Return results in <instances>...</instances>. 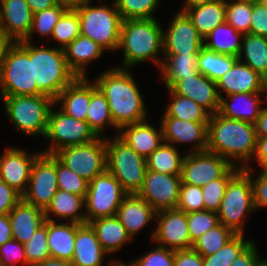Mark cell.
Returning <instances> with one entry per match:
<instances>
[{"label": "cell", "instance_id": "obj_60", "mask_svg": "<svg viewBox=\"0 0 267 266\" xmlns=\"http://www.w3.org/2000/svg\"><path fill=\"white\" fill-rule=\"evenodd\" d=\"M10 239H12V229L9 215H0V246Z\"/></svg>", "mask_w": 267, "mask_h": 266}, {"label": "cell", "instance_id": "obj_52", "mask_svg": "<svg viewBox=\"0 0 267 266\" xmlns=\"http://www.w3.org/2000/svg\"><path fill=\"white\" fill-rule=\"evenodd\" d=\"M19 262L27 265L24 244L12 238L0 246V266H15Z\"/></svg>", "mask_w": 267, "mask_h": 266}, {"label": "cell", "instance_id": "obj_28", "mask_svg": "<svg viewBox=\"0 0 267 266\" xmlns=\"http://www.w3.org/2000/svg\"><path fill=\"white\" fill-rule=\"evenodd\" d=\"M54 102L55 104H61L60 110L68 116L86 121L90 104V82L88 78L77 77L61 91Z\"/></svg>", "mask_w": 267, "mask_h": 266}, {"label": "cell", "instance_id": "obj_45", "mask_svg": "<svg viewBox=\"0 0 267 266\" xmlns=\"http://www.w3.org/2000/svg\"><path fill=\"white\" fill-rule=\"evenodd\" d=\"M251 16L252 2L226 0L225 22L233 26L238 32L250 33Z\"/></svg>", "mask_w": 267, "mask_h": 266}, {"label": "cell", "instance_id": "obj_51", "mask_svg": "<svg viewBox=\"0 0 267 266\" xmlns=\"http://www.w3.org/2000/svg\"><path fill=\"white\" fill-rule=\"evenodd\" d=\"M176 209L185 213L205 210L201 187L181 183Z\"/></svg>", "mask_w": 267, "mask_h": 266}, {"label": "cell", "instance_id": "obj_3", "mask_svg": "<svg viewBox=\"0 0 267 266\" xmlns=\"http://www.w3.org/2000/svg\"><path fill=\"white\" fill-rule=\"evenodd\" d=\"M123 49V65L129 69L136 64L152 59L160 68L163 59L157 54L163 52V29L157 18L122 20L119 49Z\"/></svg>", "mask_w": 267, "mask_h": 266}, {"label": "cell", "instance_id": "obj_15", "mask_svg": "<svg viewBox=\"0 0 267 266\" xmlns=\"http://www.w3.org/2000/svg\"><path fill=\"white\" fill-rule=\"evenodd\" d=\"M181 186L180 175H169L147 170L137 193L156 212L176 209Z\"/></svg>", "mask_w": 267, "mask_h": 266}, {"label": "cell", "instance_id": "obj_34", "mask_svg": "<svg viewBox=\"0 0 267 266\" xmlns=\"http://www.w3.org/2000/svg\"><path fill=\"white\" fill-rule=\"evenodd\" d=\"M241 35L243 34L238 32L233 26L224 22L204 38V46L219 54L238 57L242 45V41H239Z\"/></svg>", "mask_w": 267, "mask_h": 266}, {"label": "cell", "instance_id": "obj_64", "mask_svg": "<svg viewBox=\"0 0 267 266\" xmlns=\"http://www.w3.org/2000/svg\"><path fill=\"white\" fill-rule=\"evenodd\" d=\"M34 266H73L71 262L58 258L49 257Z\"/></svg>", "mask_w": 267, "mask_h": 266}, {"label": "cell", "instance_id": "obj_19", "mask_svg": "<svg viewBox=\"0 0 267 266\" xmlns=\"http://www.w3.org/2000/svg\"><path fill=\"white\" fill-rule=\"evenodd\" d=\"M160 125L165 143L174 145L193 142L195 146L192 152L207 150L208 122H193L175 117H162Z\"/></svg>", "mask_w": 267, "mask_h": 266}, {"label": "cell", "instance_id": "obj_16", "mask_svg": "<svg viewBox=\"0 0 267 266\" xmlns=\"http://www.w3.org/2000/svg\"><path fill=\"white\" fill-rule=\"evenodd\" d=\"M168 29L163 31L164 55L199 54L204 38L198 33L185 12L175 13Z\"/></svg>", "mask_w": 267, "mask_h": 266}, {"label": "cell", "instance_id": "obj_10", "mask_svg": "<svg viewBox=\"0 0 267 266\" xmlns=\"http://www.w3.org/2000/svg\"><path fill=\"white\" fill-rule=\"evenodd\" d=\"M127 193L106 169L89 182L85 196L86 223L98 218L115 216Z\"/></svg>", "mask_w": 267, "mask_h": 266}, {"label": "cell", "instance_id": "obj_20", "mask_svg": "<svg viewBox=\"0 0 267 266\" xmlns=\"http://www.w3.org/2000/svg\"><path fill=\"white\" fill-rule=\"evenodd\" d=\"M40 154L28 155L17 147L6 148L0 156V179L22 196L27 190L33 163Z\"/></svg>", "mask_w": 267, "mask_h": 266}, {"label": "cell", "instance_id": "obj_46", "mask_svg": "<svg viewBox=\"0 0 267 266\" xmlns=\"http://www.w3.org/2000/svg\"><path fill=\"white\" fill-rule=\"evenodd\" d=\"M160 0H114L122 20L152 19Z\"/></svg>", "mask_w": 267, "mask_h": 266}, {"label": "cell", "instance_id": "obj_63", "mask_svg": "<svg viewBox=\"0 0 267 266\" xmlns=\"http://www.w3.org/2000/svg\"><path fill=\"white\" fill-rule=\"evenodd\" d=\"M91 1L92 0H56L58 5L64 6L67 9H76L78 7L84 6Z\"/></svg>", "mask_w": 267, "mask_h": 266}, {"label": "cell", "instance_id": "obj_62", "mask_svg": "<svg viewBox=\"0 0 267 266\" xmlns=\"http://www.w3.org/2000/svg\"><path fill=\"white\" fill-rule=\"evenodd\" d=\"M254 126L257 136H267V107L261 109Z\"/></svg>", "mask_w": 267, "mask_h": 266}, {"label": "cell", "instance_id": "obj_5", "mask_svg": "<svg viewBox=\"0 0 267 266\" xmlns=\"http://www.w3.org/2000/svg\"><path fill=\"white\" fill-rule=\"evenodd\" d=\"M29 57L33 60L36 95L55 100L77 78L68 67L62 48L37 47L29 42Z\"/></svg>", "mask_w": 267, "mask_h": 266}, {"label": "cell", "instance_id": "obj_55", "mask_svg": "<svg viewBox=\"0 0 267 266\" xmlns=\"http://www.w3.org/2000/svg\"><path fill=\"white\" fill-rule=\"evenodd\" d=\"M261 170L255 180L251 176L255 209L267 207V170Z\"/></svg>", "mask_w": 267, "mask_h": 266}, {"label": "cell", "instance_id": "obj_25", "mask_svg": "<svg viewBox=\"0 0 267 266\" xmlns=\"http://www.w3.org/2000/svg\"><path fill=\"white\" fill-rule=\"evenodd\" d=\"M131 238L156 217V211L137 194H127L115 215Z\"/></svg>", "mask_w": 267, "mask_h": 266}, {"label": "cell", "instance_id": "obj_2", "mask_svg": "<svg viewBox=\"0 0 267 266\" xmlns=\"http://www.w3.org/2000/svg\"><path fill=\"white\" fill-rule=\"evenodd\" d=\"M256 143L254 124L229 119L218 113L210 115L207 151L218 154L234 166H237L235 162L238 160L240 164L244 162L240 167L245 168L254 157Z\"/></svg>", "mask_w": 267, "mask_h": 266}, {"label": "cell", "instance_id": "obj_56", "mask_svg": "<svg viewBox=\"0 0 267 266\" xmlns=\"http://www.w3.org/2000/svg\"><path fill=\"white\" fill-rule=\"evenodd\" d=\"M22 199V196L0 179V215L9 212Z\"/></svg>", "mask_w": 267, "mask_h": 266}, {"label": "cell", "instance_id": "obj_14", "mask_svg": "<svg viewBox=\"0 0 267 266\" xmlns=\"http://www.w3.org/2000/svg\"><path fill=\"white\" fill-rule=\"evenodd\" d=\"M233 165L225 158L209 151L185 154L181 183L203 187L211 181L221 178Z\"/></svg>", "mask_w": 267, "mask_h": 266}, {"label": "cell", "instance_id": "obj_17", "mask_svg": "<svg viewBox=\"0 0 267 266\" xmlns=\"http://www.w3.org/2000/svg\"><path fill=\"white\" fill-rule=\"evenodd\" d=\"M155 218H157L154 219L157 220V226L152 233V240L158 243V246L173 251L192 248L187 213L178 209H169L156 212Z\"/></svg>", "mask_w": 267, "mask_h": 266}, {"label": "cell", "instance_id": "obj_42", "mask_svg": "<svg viewBox=\"0 0 267 266\" xmlns=\"http://www.w3.org/2000/svg\"><path fill=\"white\" fill-rule=\"evenodd\" d=\"M81 35L80 18L75 9H67L54 26L52 38L64 49L74 39Z\"/></svg>", "mask_w": 267, "mask_h": 266}, {"label": "cell", "instance_id": "obj_69", "mask_svg": "<svg viewBox=\"0 0 267 266\" xmlns=\"http://www.w3.org/2000/svg\"><path fill=\"white\" fill-rule=\"evenodd\" d=\"M239 1H246V2H252V3L260 2V0H239Z\"/></svg>", "mask_w": 267, "mask_h": 266}, {"label": "cell", "instance_id": "obj_23", "mask_svg": "<svg viewBox=\"0 0 267 266\" xmlns=\"http://www.w3.org/2000/svg\"><path fill=\"white\" fill-rule=\"evenodd\" d=\"M12 238L21 244L27 243L45 222L44 210L21 199L9 212Z\"/></svg>", "mask_w": 267, "mask_h": 266}, {"label": "cell", "instance_id": "obj_48", "mask_svg": "<svg viewBox=\"0 0 267 266\" xmlns=\"http://www.w3.org/2000/svg\"><path fill=\"white\" fill-rule=\"evenodd\" d=\"M27 265L34 266L51 257L47 244V220L34 233L32 238L24 244Z\"/></svg>", "mask_w": 267, "mask_h": 266}, {"label": "cell", "instance_id": "obj_44", "mask_svg": "<svg viewBox=\"0 0 267 266\" xmlns=\"http://www.w3.org/2000/svg\"><path fill=\"white\" fill-rule=\"evenodd\" d=\"M251 242L245 240L243 234H236L218 252L203 257V266H230Z\"/></svg>", "mask_w": 267, "mask_h": 266}, {"label": "cell", "instance_id": "obj_67", "mask_svg": "<svg viewBox=\"0 0 267 266\" xmlns=\"http://www.w3.org/2000/svg\"><path fill=\"white\" fill-rule=\"evenodd\" d=\"M255 266H267V260L260 259L256 262Z\"/></svg>", "mask_w": 267, "mask_h": 266}, {"label": "cell", "instance_id": "obj_18", "mask_svg": "<svg viewBox=\"0 0 267 266\" xmlns=\"http://www.w3.org/2000/svg\"><path fill=\"white\" fill-rule=\"evenodd\" d=\"M33 13L25 0L0 2V34L6 42L24 40L31 28Z\"/></svg>", "mask_w": 267, "mask_h": 266}, {"label": "cell", "instance_id": "obj_59", "mask_svg": "<svg viewBox=\"0 0 267 266\" xmlns=\"http://www.w3.org/2000/svg\"><path fill=\"white\" fill-rule=\"evenodd\" d=\"M254 158L262 169L267 170V136H257Z\"/></svg>", "mask_w": 267, "mask_h": 266}, {"label": "cell", "instance_id": "obj_12", "mask_svg": "<svg viewBox=\"0 0 267 266\" xmlns=\"http://www.w3.org/2000/svg\"><path fill=\"white\" fill-rule=\"evenodd\" d=\"M45 137L52 143L47 151H41L44 154H54L64 147L86 144L98 138L86 121L68 116L61 110H50Z\"/></svg>", "mask_w": 267, "mask_h": 266}, {"label": "cell", "instance_id": "obj_36", "mask_svg": "<svg viewBox=\"0 0 267 266\" xmlns=\"http://www.w3.org/2000/svg\"><path fill=\"white\" fill-rule=\"evenodd\" d=\"M160 71L165 85L169 89L183 77L193 76L198 72V54L192 55H164Z\"/></svg>", "mask_w": 267, "mask_h": 266}, {"label": "cell", "instance_id": "obj_58", "mask_svg": "<svg viewBox=\"0 0 267 266\" xmlns=\"http://www.w3.org/2000/svg\"><path fill=\"white\" fill-rule=\"evenodd\" d=\"M258 251L254 242H251L233 261L230 266H255L259 260Z\"/></svg>", "mask_w": 267, "mask_h": 266}, {"label": "cell", "instance_id": "obj_53", "mask_svg": "<svg viewBox=\"0 0 267 266\" xmlns=\"http://www.w3.org/2000/svg\"><path fill=\"white\" fill-rule=\"evenodd\" d=\"M174 251L161 246L132 261L133 266H173Z\"/></svg>", "mask_w": 267, "mask_h": 266}, {"label": "cell", "instance_id": "obj_32", "mask_svg": "<svg viewBox=\"0 0 267 266\" xmlns=\"http://www.w3.org/2000/svg\"><path fill=\"white\" fill-rule=\"evenodd\" d=\"M85 207V197L76 195L58 189L56 194L53 196L51 203L44 211L45 219L53 221L49 215L55 214L61 219H69L70 222L84 224L86 223L85 213L79 212L81 208Z\"/></svg>", "mask_w": 267, "mask_h": 266}, {"label": "cell", "instance_id": "obj_54", "mask_svg": "<svg viewBox=\"0 0 267 266\" xmlns=\"http://www.w3.org/2000/svg\"><path fill=\"white\" fill-rule=\"evenodd\" d=\"M250 34L267 37V7L252 3Z\"/></svg>", "mask_w": 267, "mask_h": 266}, {"label": "cell", "instance_id": "obj_43", "mask_svg": "<svg viewBox=\"0 0 267 266\" xmlns=\"http://www.w3.org/2000/svg\"><path fill=\"white\" fill-rule=\"evenodd\" d=\"M241 169L232 166L221 178L209 182L201 187L205 210L217 212L228 186L229 180Z\"/></svg>", "mask_w": 267, "mask_h": 266}, {"label": "cell", "instance_id": "obj_38", "mask_svg": "<svg viewBox=\"0 0 267 266\" xmlns=\"http://www.w3.org/2000/svg\"><path fill=\"white\" fill-rule=\"evenodd\" d=\"M185 155H180L175 145L163 142L147 158V170L169 175H181Z\"/></svg>", "mask_w": 267, "mask_h": 266}, {"label": "cell", "instance_id": "obj_35", "mask_svg": "<svg viewBox=\"0 0 267 266\" xmlns=\"http://www.w3.org/2000/svg\"><path fill=\"white\" fill-rule=\"evenodd\" d=\"M241 51L238 60L242 61L243 53L245 63L263 78H267V37L253 34L242 35ZM244 51V52H243Z\"/></svg>", "mask_w": 267, "mask_h": 266}, {"label": "cell", "instance_id": "obj_11", "mask_svg": "<svg viewBox=\"0 0 267 266\" xmlns=\"http://www.w3.org/2000/svg\"><path fill=\"white\" fill-rule=\"evenodd\" d=\"M53 155L78 176L90 182L106 170L105 136L86 144L64 147Z\"/></svg>", "mask_w": 267, "mask_h": 266}, {"label": "cell", "instance_id": "obj_22", "mask_svg": "<svg viewBox=\"0 0 267 266\" xmlns=\"http://www.w3.org/2000/svg\"><path fill=\"white\" fill-rule=\"evenodd\" d=\"M217 89L226 96L236 93L266 92V81L248 65L237 60L217 82Z\"/></svg>", "mask_w": 267, "mask_h": 266}, {"label": "cell", "instance_id": "obj_47", "mask_svg": "<svg viewBox=\"0 0 267 266\" xmlns=\"http://www.w3.org/2000/svg\"><path fill=\"white\" fill-rule=\"evenodd\" d=\"M67 10L66 7L57 5L33 14L32 28L28 36L23 40L31 43L34 32H38L43 37L52 36L54 26Z\"/></svg>", "mask_w": 267, "mask_h": 266}, {"label": "cell", "instance_id": "obj_13", "mask_svg": "<svg viewBox=\"0 0 267 266\" xmlns=\"http://www.w3.org/2000/svg\"><path fill=\"white\" fill-rule=\"evenodd\" d=\"M57 191L56 157L41 153L33 163L27 190L22 199L45 211Z\"/></svg>", "mask_w": 267, "mask_h": 266}, {"label": "cell", "instance_id": "obj_50", "mask_svg": "<svg viewBox=\"0 0 267 266\" xmlns=\"http://www.w3.org/2000/svg\"><path fill=\"white\" fill-rule=\"evenodd\" d=\"M56 176L58 189L72 194L86 196L89 182L78 176L75 172L63 165L56 158Z\"/></svg>", "mask_w": 267, "mask_h": 266}, {"label": "cell", "instance_id": "obj_61", "mask_svg": "<svg viewBox=\"0 0 267 266\" xmlns=\"http://www.w3.org/2000/svg\"><path fill=\"white\" fill-rule=\"evenodd\" d=\"M25 1L27 2L33 14L58 5L56 0H25Z\"/></svg>", "mask_w": 267, "mask_h": 266}, {"label": "cell", "instance_id": "obj_70", "mask_svg": "<svg viewBox=\"0 0 267 266\" xmlns=\"http://www.w3.org/2000/svg\"><path fill=\"white\" fill-rule=\"evenodd\" d=\"M263 6L267 7V0H260V2Z\"/></svg>", "mask_w": 267, "mask_h": 266}, {"label": "cell", "instance_id": "obj_26", "mask_svg": "<svg viewBox=\"0 0 267 266\" xmlns=\"http://www.w3.org/2000/svg\"><path fill=\"white\" fill-rule=\"evenodd\" d=\"M105 254L107 253L102 248L91 225L81 224L76 231L71 264L73 266H101Z\"/></svg>", "mask_w": 267, "mask_h": 266}, {"label": "cell", "instance_id": "obj_1", "mask_svg": "<svg viewBox=\"0 0 267 266\" xmlns=\"http://www.w3.org/2000/svg\"><path fill=\"white\" fill-rule=\"evenodd\" d=\"M99 75L94 83L108 101L118 129L146 120L144 99L129 69L115 67Z\"/></svg>", "mask_w": 267, "mask_h": 266}, {"label": "cell", "instance_id": "obj_40", "mask_svg": "<svg viewBox=\"0 0 267 266\" xmlns=\"http://www.w3.org/2000/svg\"><path fill=\"white\" fill-rule=\"evenodd\" d=\"M168 90L172 96V102L167 105L168 107L162 117H175L193 122H209L211 114L205 108L190 98L174 94L170 89Z\"/></svg>", "mask_w": 267, "mask_h": 266}, {"label": "cell", "instance_id": "obj_30", "mask_svg": "<svg viewBox=\"0 0 267 266\" xmlns=\"http://www.w3.org/2000/svg\"><path fill=\"white\" fill-rule=\"evenodd\" d=\"M80 225L74 222L63 224L47 220V244L51 257L72 261L76 231Z\"/></svg>", "mask_w": 267, "mask_h": 266}, {"label": "cell", "instance_id": "obj_41", "mask_svg": "<svg viewBox=\"0 0 267 266\" xmlns=\"http://www.w3.org/2000/svg\"><path fill=\"white\" fill-rule=\"evenodd\" d=\"M235 235L231 229L220 223L201 235L193 243L192 248L202 257L211 256L218 252Z\"/></svg>", "mask_w": 267, "mask_h": 266}, {"label": "cell", "instance_id": "obj_66", "mask_svg": "<svg viewBox=\"0 0 267 266\" xmlns=\"http://www.w3.org/2000/svg\"><path fill=\"white\" fill-rule=\"evenodd\" d=\"M109 266H133V265L132 263L130 265L129 264L127 265L126 263H122L121 261L118 260L115 261L114 259L113 262L109 264Z\"/></svg>", "mask_w": 267, "mask_h": 266}, {"label": "cell", "instance_id": "obj_4", "mask_svg": "<svg viewBox=\"0 0 267 266\" xmlns=\"http://www.w3.org/2000/svg\"><path fill=\"white\" fill-rule=\"evenodd\" d=\"M0 95H36L29 42H6L0 54Z\"/></svg>", "mask_w": 267, "mask_h": 266}, {"label": "cell", "instance_id": "obj_9", "mask_svg": "<svg viewBox=\"0 0 267 266\" xmlns=\"http://www.w3.org/2000/svg\"><path fill=\"white\" fill-rule=\"evenodd\" d=\"M80 18L81 35L104 49L118 50L122 18L115 4L90 6V2L75 9Z\"/></svg>", "mask_w": 267, "mask_h": 266}, {"label": "cell", "instance_id": "obj_49", "mask_svg": "<svg viewBox=\"0 0 267 266\" xmlns=\"http://www.w3.org/2000/svg\"><path fill=\"white\" fill-rule=\"evenodd\" d=\"M187 224L191 242L220 224L217 212L202 210L187 213Z\"/></svg>", "mask_w": 267, "mask_h": 266}, {"label": "cell", "instance_id": "obj_21", "mask_svg": "<svg viewBox=\"0 0 267 266\" xmlns=\"http://www.w3.org/2000/svg\"><path fill=\"white\" fill-rule=\"evenodd\" d=\"M174 94L190 98L205 108L210 114L218 113L220 95L217 83L197 72L193 76L183 77L169 88Z\"/></svg>", "mask_w": 267, "mask_h": 266}, {"label": "cell", "instance_id": "obj_6", "mask_svg": "<svg viewBox=\"0 0 267 266\" xmlns=\"http://www.w3.org/2000/svg\"><path fill=\"white\" fill-rule=\"evenodd\" d=\"M106 169L119 181L127 194H137L147 171L146 158L139 155L118 136L107 139Z\"/></svg>", "mask_w": 267, "mask_h": 266}, {"label": "cell", "instance_id": "obj_39", "mask_svg": "<svg viewBox=\"0 0 267 266\" xmlns=\"http://www.w3.org/2000/svg\"><path fill=\"white\" fill-rule=\"evenodd\" d=\"M237 60L238 57L219 54L203 46L198 54V72L217 82Z\"/></svg>", "mask_w": 267, "mask_h": 266}, {"label": "cell", "instance_id": "obj_33", "mask_svg": "<svg viewBox=\"0 0 267 266\" xmlns=\"http://www.w3.org/2000/svg\"><path fill=\"white\" fill-rule=\"evenodd\" d=\"M225 10L226 0H215L187 9L185 13L191 19L198 33L205 38L218 25L225 22Z\"/></svg>", "mask_w": 267, "mask_h": 266}, {"label": "cell", "instance_id": "obj_27", "mask_svg": "<svg viewBox=\"0 0 267 266\" xmlns=\"http://www.w3.org/2000/svg\"><path fill=\"white\" fill-rule=\"evenodd\" d=\"M267 92H253V93H236L227 95L225 98L220 97V105L218 114L234 120L246 121L254 124L258 119L261 107V94ZM229 100L231 102L229 103ZM236 102H242L238 107ZM243 104V105H242Z\"/></svg>", "mask_w": 267, "mask_h": 266}, {"label": "cell", "instance_id": "obj_8", "mask_svg": "<svg viewBox=\"0 0 267 266\" xmlns=\"http://www.w3.org/2000/svg\"><path fill=\"white\" fill-rule=\"evenodd\" d=\"M5 109L12 124L30 136L45 137L48 128V117L54 99L46 95L2 96Z\"/></svg>", "mask_w": 267, "mask_h": 266}, {"label": "cell", "instance_id": "obj_31", "mask_svg": "<svg viewBox=\"0 0 267 266\" xmlns=\"http://www.w3.org/2000/svg\"><path fill=\"white\" fill-rule=\"evenodd\" d=\"M89 224L94 229L102 248L107 254H113L132 240L126 228L116 216L98 218L90 221Z\"/></svg>", "mask_w": 267, "mask_h": 266}, {"label": "cell", "instance_id": "obj_37", "mask_svg": "<svg viewBox=\"0 0 267 266\" xmlns=\"http://www.w3.org/2000/svg\"><path fill=\"white\" fill-rule=\"evenodd\" d=\"M86 122L98 137H102V132L108 124L119 130L113 122L108 101L94 82L90 83V104Z\"/></svg>", "mask_w": 267, "mask_h": 266}, {"label": "cell", "instance_id": "obj_57", "mask_svg": "<svg viewBox=\"0 0 267 266\" xmlns=\"http://www.w3.org/2000/svg\"><path fill=\"white\" fill-rule=\"evenodd\" d=\"M173 266H203V257L193 248L174 251Z\"/></svg>", "mask_w": 267, "mask_h": 266}, {"label": "cell", "instance_id": "obj_29", "mask_svg": "<svg viewBox=\"0 0 267 266\" xmlns=\"http://www.w3.org/2000/svg\"><path fill=\"white\" fill-rule=\"evenodd\" d=\"M67 65L77 76L85 78L86 67L92 60L100 58L105 49L88 37L79 35L64 49Z\"/></svg>", "mask_w": 267, "mask_h": 266}, {"label": "cell", "instance_id": "obj_68", "mask_svg": "<svg viewBox=\"0 0 267 266\" xmlns=\"http://www.w3.org/2000/svg\"><path fill=\"white\" fill-rule=\"evenodd\" d=\"M5 43H6V41L2 38V36L0 34V54H1L2 47L4 46Z\"/></svg>", "mask_w": 267, "mask_h": 266}, {"label": "cell", "instance_id": "obj_7", "mask_svg": "<svg viewBox=\"0 0 267 266\" xmlns=\"http://www.w3.org/2000/svg\"><path fill=\"white\" fill-rule=\"evenodd\" d=\"M241 168L230 180L217 215L219 222L235 234H244V216L254 207L251 168ZM247 213V214H246Z\"/></svg>", "mask_w": 267, "mask_h": 266}, {"label": "cell", "instance_id": "obj_65", "mask_svg": "<svg viewBox=\"0 0 267 266\" xmlns=\"http://www.w3.org/2000/svg\"><path fill=\"white\" fill-rule=\"evenodd\" d=\"M215 0H185V4L182 8V10H179L181 12H185L187 9H190L192 7L204 5L206 3H210Z\"/></svg>", "mask_w": 267, "mask_h": 266}, {"label": "cell", "instance_id": "obj_24", "mask_svg": "<svg viewBox=\"0 0 267 266\" xmlns=\"http://www.w3.org/2000/svg\"><path fill=\"white\" fill-rule=\"evenodd\" d=\"M118 131L117 136L144 158L164 142L161 126L157 131L154 126L146 123V120L125 125Z\"/></svg>", "mask_w": 267, "mask_h": 266}]
</instances>
